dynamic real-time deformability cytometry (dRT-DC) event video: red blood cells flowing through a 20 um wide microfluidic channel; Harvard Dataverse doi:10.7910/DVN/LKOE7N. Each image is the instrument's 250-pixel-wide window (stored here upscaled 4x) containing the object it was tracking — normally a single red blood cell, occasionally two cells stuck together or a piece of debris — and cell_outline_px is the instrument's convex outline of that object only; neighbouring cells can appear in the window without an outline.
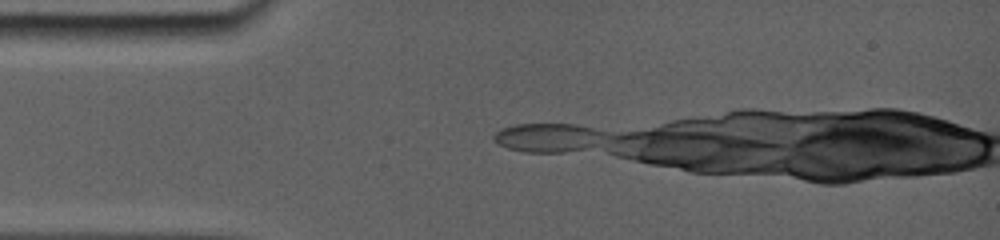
{"species": "common noctule bat (a hibernating species)", "species_latin": "Nyctalus noctula", "temperature_condition": "room temperature", "stored_images_in_passage": 11, "camera_frame_rate_fps": 5000, "um_per_image_px": 0.085, "animal": {"sex": "female", "body_mass_g": 19.0, "forearm_length_mm": 56.7}, "frame": {"image": 1, "passage_image": 1, "time_ms": 0.0, "image_size_px": [1000, 240], "cell_outline_px": [[600, 132], [588, 144], [580, 148], [560, 152], [528, 152], [512, 148], [500, 144], [496, 140], [496, 136], [504, 128], [516, 124], [572, 124], [588, 128]], "centroid_in_image_um": [46.4, 11.67], "position_along_channel_um": 38.6, "area_um2": 16.76}}
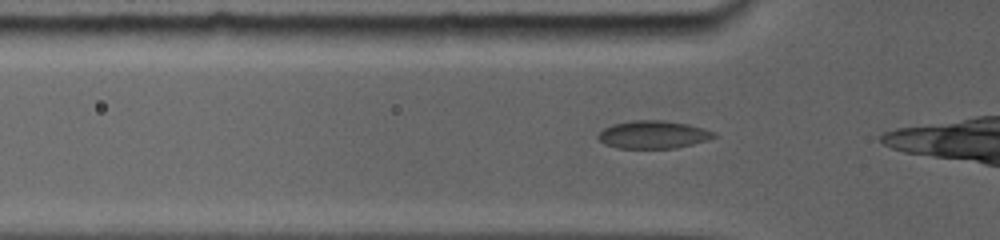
{"frame": {"image": 2, "passage_image": 5, "time_ms": 1.4, "image_size_px": [1000, 240], "cell_outline_px": [[716, 136], [692, 144], [672, 148], [620, 148], [608, 144], [600, 140], [600, 132], [604, 128], [612, 124], [636, 120], [660, 120], [684, 124], [700, 128], [712, 132]], "centroid_in_image_um": [55.48, 11.44], "position_along_channel_um": 70.3, "area_um2": 17.98}}